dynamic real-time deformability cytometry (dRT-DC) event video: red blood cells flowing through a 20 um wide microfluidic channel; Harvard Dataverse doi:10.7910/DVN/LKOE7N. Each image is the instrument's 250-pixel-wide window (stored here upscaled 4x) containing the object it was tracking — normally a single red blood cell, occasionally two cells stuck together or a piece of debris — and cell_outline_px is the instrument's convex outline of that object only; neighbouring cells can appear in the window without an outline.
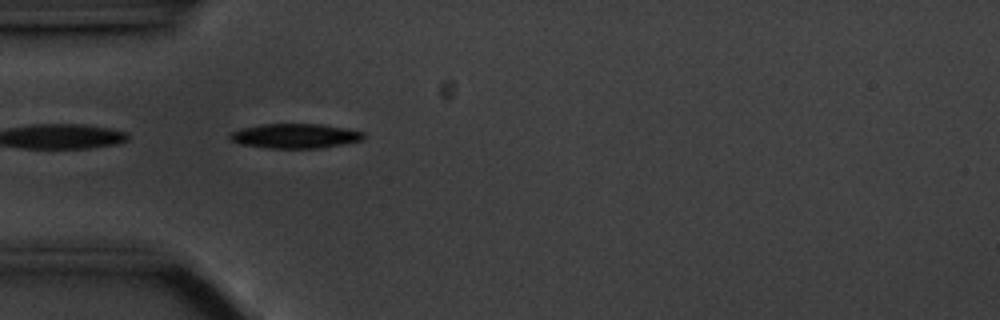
{"species": "common noctule bat (a hibernating species)", "species_latin": "Nyctalus noctula", "temperature_condition": "cold", "stored_images_in_passage": 41, "camera_frame_rate_fps": 3000, "um_per_image_px": 0.085, "animal": {"sex": "male", "body_mass_g": 20.1, "forearm_length_mm": 53.5}, "frame": {"image": 1, "passage_image": 1, "time_ms": 0.0, "image_size_px": [1000, 320], "cell_outline_px": [[364, 140], [344, 144], [320, 148], [268, 148], [240, 144], [232, 140], [228, 136], [232, 132], [240, 128], [260, 124], [320, 124], [344, 128], [364, 132]], "centroid_in_image_um": [25.08, 11.55], "position_along_channel_um": 59.9, "area_um2": 19.19}}
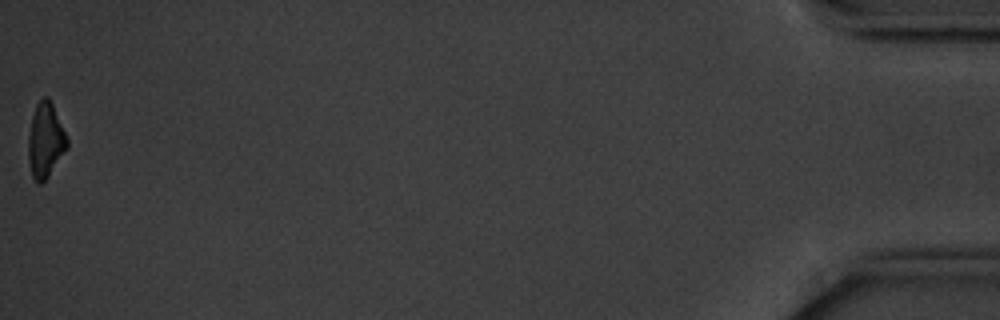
{"frame": {"image": 2, "passage_image": 41, "time_ms": 13.333, "image_size_px": [1000, 320], "cell_outline_px": [[68, 148], [48, 176], [40, 184], [32, 176], [28, 160], [28, 136], [32, 116], [36, 104], [44, 96], [48, 96], [52, 104], [68, 140]], "centroid_in_image_um": [3.85, 11.93], "position_along_channel_um": 431.3, "area_um2": 16.7}, "authors_computed_cell_mechanics": {"area_um2": 18.6116, "velocity_mm_per_s": 3.5294, "shape_relaxation_time_tau1_ms": 2.6635, "shape_relaxation_time_tau2_ms": 8.4296, "deformation_change_tau1": 0.1316, "deformation_change_tau2": 0.1258}}